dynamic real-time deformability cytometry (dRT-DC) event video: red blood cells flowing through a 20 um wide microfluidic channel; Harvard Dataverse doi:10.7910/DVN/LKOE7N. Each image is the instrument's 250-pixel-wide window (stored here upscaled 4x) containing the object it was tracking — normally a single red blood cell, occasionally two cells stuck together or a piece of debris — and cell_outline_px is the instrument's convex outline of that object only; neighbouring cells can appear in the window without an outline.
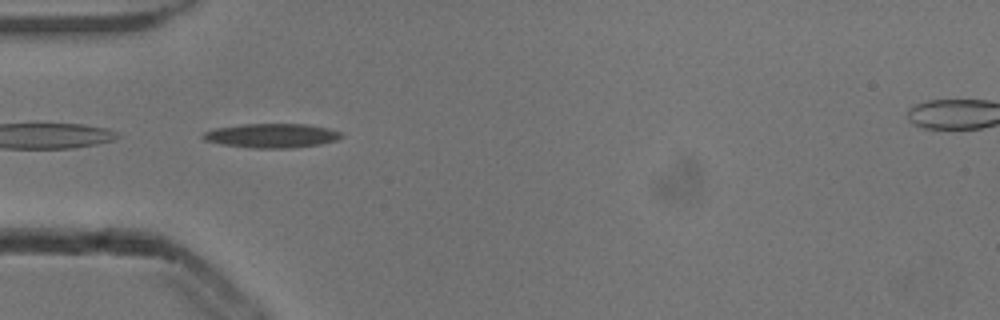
{"species": "common noctule bat (a hibernating species)", "species_latin": "Nyctalus noctula", "temperature_condition": "cold", "stored_images_in_passage": 20, "camera_frame_rate_fps": 3000, "um_per_image_px": 0.085, "animal": {"sex": "male", "body_mass_g": 13.3}, "frame": {"image": 1, "passage_image": 4, "time_ms": 1.0, "image_size_px": [1000, 320], "cell_outline_px": [[344, 136], [336, 140], [320, 144], [292, 148], [252, 148], [220, 144], [204, 140], [200, 136], [204, 132], [216, 128], [244, 124], [304, 124], [328, 128], [340, 132]], "centroid_in_image_um": [23.07, 11.53], "position_along_channel_um": 61.9, "area_um2": 19.48}}
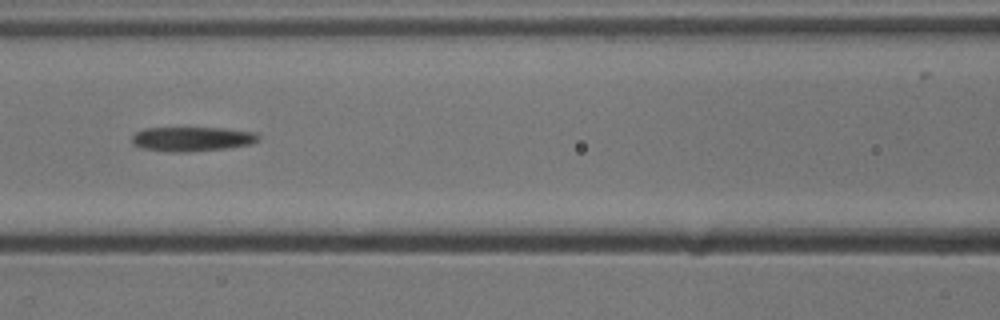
{"frame": {"image": 2, "passage_image": 11, "time_ms": 3.333, "image_size_px": [1000, 320], "cell_outline_px": [[260, 140], [252, 144], [228, 148], [188, 152], [168, 152], [140, 148], [132, 144], [132, 136], [136, 132], [144, 128], [224, 128], [256, 132], [260, 136]], "centroid_in_image_um": [16.34, 11.82], "position_along_channel_um": 150.3, "area_um2": 18.32}}
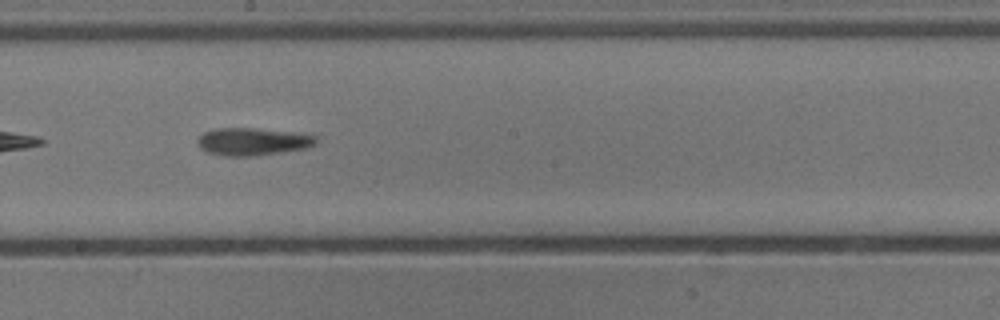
{"frame": {"image": 3, "passage_image": 17, "time_ms": 5.333, "image_size_px": [1000, 320], "cell_outline_px": [[316, 144], [304, 148], [256, 156], [224, 156], [208, 152], [200, 148], [196, 144], [196, 140], [204, 132], [216, 128], [252, 128], [296, 132], [316, 136]], "centroid_in_image_um": [21.44, 12.03], "position_along_channel_um": 226.8, "area_um2": 19.02}}